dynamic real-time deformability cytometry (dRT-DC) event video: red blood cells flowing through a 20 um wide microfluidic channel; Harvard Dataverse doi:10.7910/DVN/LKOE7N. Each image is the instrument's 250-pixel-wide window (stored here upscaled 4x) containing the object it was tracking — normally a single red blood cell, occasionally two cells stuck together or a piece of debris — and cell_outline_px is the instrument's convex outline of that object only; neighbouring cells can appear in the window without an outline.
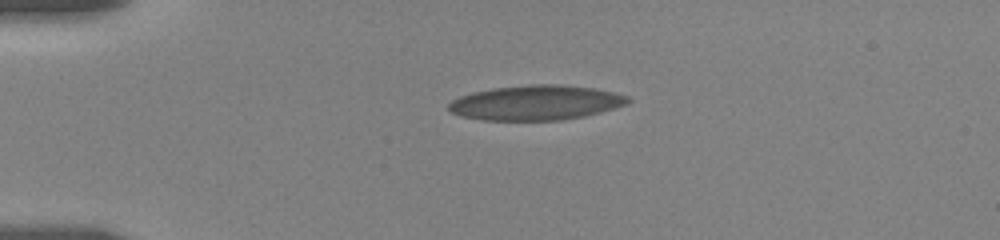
{"species": "human", "species_latin": "Homo sapiens", "temperature_condition": "room temperature", "stored_images_in_passage": 35, "camera_frame_rate_fps": 3000, "um_per_image_px": 0.085, "donor": {"sex": "female"}, "frame": {"image": 1, "passage_image": 1, "time_ms": 0.0, "image_size_px": [1000, 240], "cell_outline_px": [[632, 100], [628, 104], [600, 112], [584, 116], [560, 120], [480, 120], [460, 116], [452, 112], [448, 108], [448, 104], [452, 100], [460, 96], [472, 92], [496, 88], [528, 84], [556, 84], [596, 88], [628, 96]], "centroid_in_image_um": [45.56, 8.73], "position_along_channel_um": 39.4, "area_um2": 36.41}}
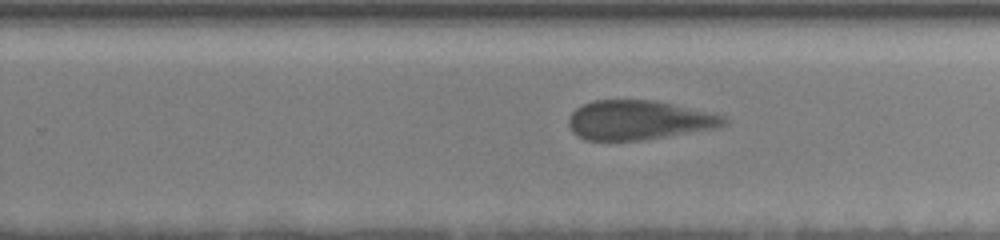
{"frame": {"image": 2, "passage_image": 19, "time_ms": 8.0, "image_size_px": [1000, 240], "cell_outline_px": [[728, 124], [720, 128], [644, 140], [584, 140], [572, 132], [568, 124], [568, 116], [576, 108], [592, 100], [656, 100], [728, 116]], "centroid_in_image_um": [54.34, 10.21], "position_along_channel_um": 275.5, "area_um2": 36.13}}
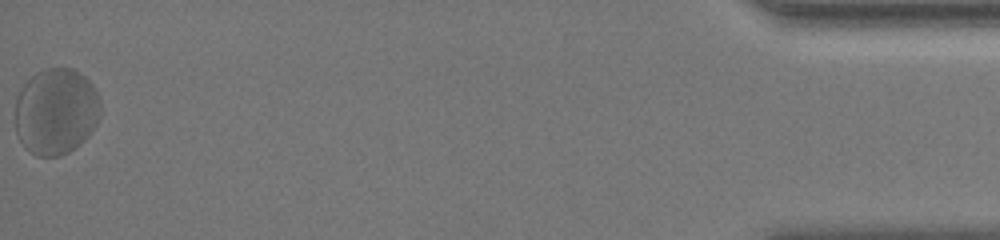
{"frame": {"image": 3, "passage_image": 35, "time_ms": 15.0, "image_size_px": [1000, 240], "cell_outline_px": [[100, 116], [96, 124], [88, 136], [80, 144], [68, 152], [60, 156], [36, 156], [24, 148], [16, 132], [16, 96], [20, 88], [36, 72], [44, 68], [72, 68], [80, 72], [92, 84], [100, 100]], "centroid_in_image_um": [4.75, 9.47], "position_along_channel_um": 430.4, "area_um2": 43.29}, "authors_computed_cell_mechanics": {"area_um2": 36.6452, "velocity_mm_per_s": 3.4275, "shape_relaxation_time_tau1_ms": 5.7045, "shape_relaxation_time_tau2_ms": 1.118, "deformation_change_tau1": 0.1094, "deformation_change_tau2": 0.0596}}